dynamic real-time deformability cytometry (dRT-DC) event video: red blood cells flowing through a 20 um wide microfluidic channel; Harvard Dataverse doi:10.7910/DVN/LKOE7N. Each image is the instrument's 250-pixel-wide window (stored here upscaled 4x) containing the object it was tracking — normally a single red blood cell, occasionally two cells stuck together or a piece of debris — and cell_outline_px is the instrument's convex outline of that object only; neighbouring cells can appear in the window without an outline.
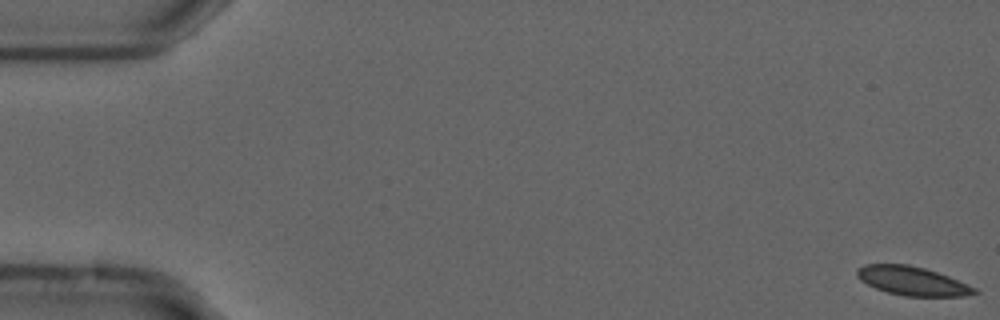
{"species": "common noctule bat (a hibernating species)", "species_latin": "Nyctalus noctula", "temperature_condition": "cold", "stored_images_in_passage": 13, "camera_frame_rate_fps": 3000, "um_per_image_px": 0.085, "animal": {"sex": "male", "forearm_length_mm": 52.5}, "frame": {"image": 1, "passage_image": 1, "time_ms": 0.0, "image_size_px": [1000, 320], "cell_outline_px": [[980, 292], [964, 296], [904, 296], [888, 292], [876, 288], [860, 280], [856, 276], [856, 268], [864, 264], [908, 264], [924, 268], [948, 276], [976, 288]], "centroid_in_image_um": [77.52, 23.87], "position_along_channel_um": 7.5, "area_um2": 19.65}}